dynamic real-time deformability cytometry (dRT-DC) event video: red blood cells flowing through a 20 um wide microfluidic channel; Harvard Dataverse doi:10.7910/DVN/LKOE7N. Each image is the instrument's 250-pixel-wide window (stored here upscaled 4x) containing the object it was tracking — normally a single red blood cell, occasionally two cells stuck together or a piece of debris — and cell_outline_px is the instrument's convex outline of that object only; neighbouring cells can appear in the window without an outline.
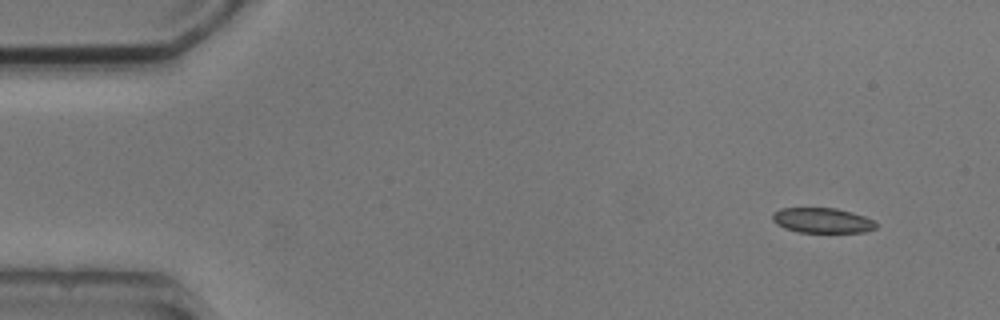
{"species": "common noctule bat (a hibernating species)", "species_latin": "Nyctalus noctula", "temperature_condition": "cold", "stored_images_in_passage": 4, "camera_frame_rate_fps": 3000, "um_per_image_px": 0.085, "animal": {"sex": "male", "body_mass_g": 20.5, "forearm_length_mm": 52.5}, "frame": {"image": 1, "passage_image": 1, "time_ms": 0.0, "image_size_px": [1000, 320], "cell_outline_px": [[876, 228], [864, 232], [796, 232], [784, 228], [776, 224], [772, 220], [772, 212], [780, 208], [836, 208], [852, 212], [864, 216], [872, 220], [876, 224]], "centroid_in_image_um": [69.84, 18.73], "position_along_channel_um": 15.2, "area_um2": 15.2}}
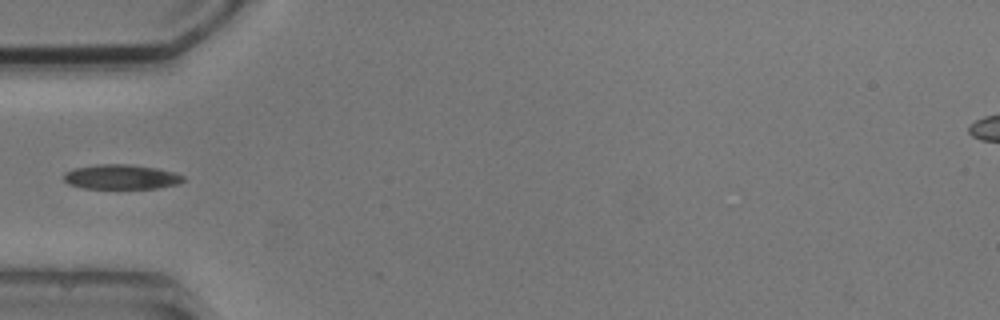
{"frame": {"image": 2, "passage_image": 4, "time_ms": 4.333, "image_size_px": [1000, 320], "cell_outline_px": [[184, 180], [176, 184], [156, 188], [80, 188], [68, 184], [64, 180], [64, 172], [72, 168], [96, 164], [128, 164], [156, 168], [176, 172], [184, 176]], "centroid_in_image_um": [10.26, 15.03], "position_along_channel_um": 74.7, "area_um2": 17.28}}